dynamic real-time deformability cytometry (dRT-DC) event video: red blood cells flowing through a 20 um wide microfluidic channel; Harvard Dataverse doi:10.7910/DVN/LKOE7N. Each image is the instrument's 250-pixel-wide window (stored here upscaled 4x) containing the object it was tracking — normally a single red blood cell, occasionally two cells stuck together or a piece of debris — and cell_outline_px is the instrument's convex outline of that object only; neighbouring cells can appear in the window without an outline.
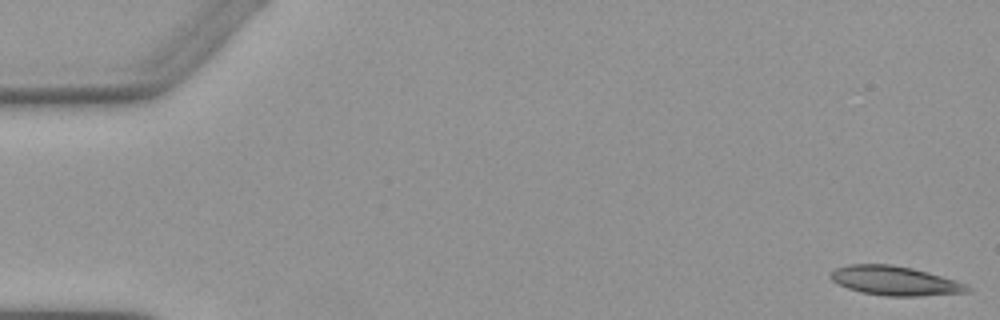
{"species": "Egyptian fruit bat (a non-hibernating species)", "species_latin": "Rousettus aegyptiacus", "temperature_condition": "warm", "stored_images_in_passage": 4, "segment_of_instrument_passage": [1, 2], "camera_frame_rate_fps": 3000, "um_per_image_px": 0.085, "animal": {"sex": "female"}, "frame": {"image": 1, "passage_image": 1, "time_ms": 0.0, "image_size_px": [1000, 320], "cell_outline_px": [[972, 288], [968, 292], [920, 296], [884, 296], [860, 292], [848, 288], [832, 280], [828, 276], [828, 272], [836, 268], [848, 264], [892, 264], [912, 268], [928, 272], [964, 284]], "centroid_in_image_um": [76.0, 23.86], "position_along_channel_um": 9.0, "area_um2": 23.24}}